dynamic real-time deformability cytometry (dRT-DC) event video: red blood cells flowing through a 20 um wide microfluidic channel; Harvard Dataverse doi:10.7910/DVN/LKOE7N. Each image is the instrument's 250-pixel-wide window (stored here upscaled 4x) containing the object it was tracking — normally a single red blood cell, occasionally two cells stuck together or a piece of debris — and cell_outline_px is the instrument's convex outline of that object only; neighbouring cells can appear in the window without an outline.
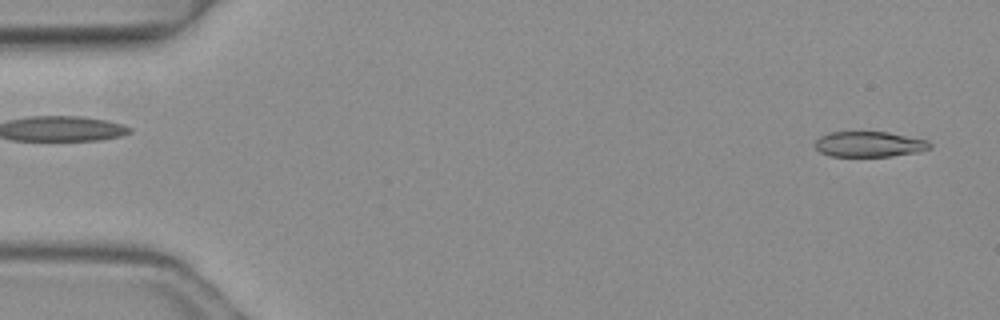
{"species": "common noctule bat (a hibernating species)", "species_latin": "Nyctalus noctula", "temperature_condition": "warm", "stored_images_in_passage": 2, "camera_frame_rate_fps": 3000, "um_per_image_px": 0.085, "animal": {"sex": "female", "body_mass_g": 19.3, "forearm_length_mm": 54.1}, "frame": {"image": 1, "passage_image": 2, "time_ms": 0.333, "image_size_px": [1000, 320], "cell_outline_px": [[932, 148], [920, 152], [892, 156], [828, 156], [820, 152], [816, 148], [816, 140], [820, 136], [832, 132], [888, 132], [928, 140], [932, 144]], "centroid_in_image_um": [73.94, 12.26], "position_along_channel_um": 11.1, "area_um2": 17.11}}